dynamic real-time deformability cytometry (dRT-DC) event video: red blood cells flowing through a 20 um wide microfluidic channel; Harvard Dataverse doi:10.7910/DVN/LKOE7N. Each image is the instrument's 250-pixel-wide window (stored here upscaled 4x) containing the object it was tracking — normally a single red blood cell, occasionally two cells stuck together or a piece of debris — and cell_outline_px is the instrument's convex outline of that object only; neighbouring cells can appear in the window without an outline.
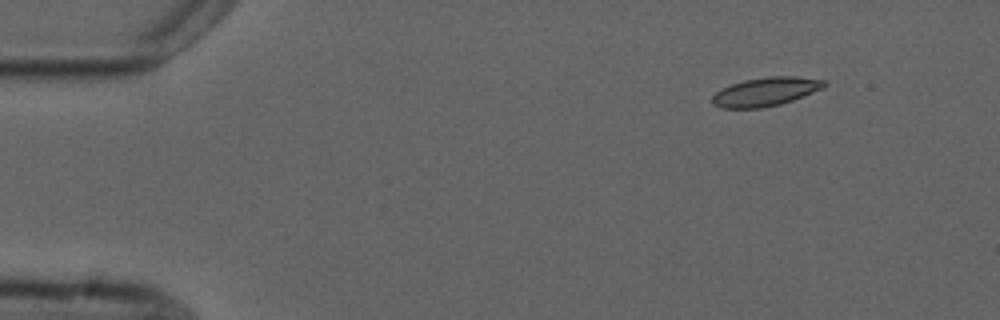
{"species": "common noctule bat (a hibernating species)", "species_latin": "Nyctalus noctula", "temperature_condition": "cold", "stored_images_in_passage": 4, "camera_frame_rate_fps": 3000, "um_per_image_px": 0.085, "animal": {"sex": "male", "forearm_length_mm": 52.5}, "frame": {"image": 1, "passage_image": 2, "time_ms": 1.333, "image_size_px": [1000, 320], "cell_outline_px": [[828, 84], [824, 88], [792, 100], [780, 104], [760, 108], [720, 108], [712, 104], [712, 96], [720, 88], [744, 80], [768, 76], [796, 76], [824, 80]], "centroid_in_image_um": [65.06, 7.79], "position_along_channel_um": 19.9, "area_um2": 18.79}}